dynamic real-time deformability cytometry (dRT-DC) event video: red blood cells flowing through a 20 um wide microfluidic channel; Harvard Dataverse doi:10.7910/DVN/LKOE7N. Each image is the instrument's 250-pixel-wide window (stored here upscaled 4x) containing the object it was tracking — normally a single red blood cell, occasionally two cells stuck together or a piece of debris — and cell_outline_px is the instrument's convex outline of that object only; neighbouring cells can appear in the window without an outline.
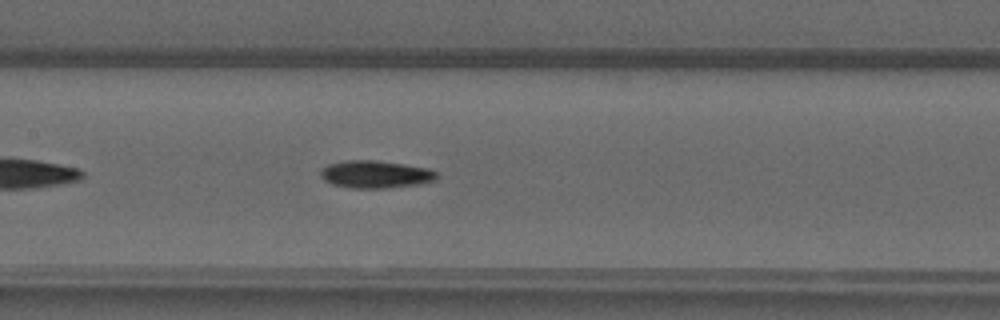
{"species": "common noctule bat (a hibernating species)", "species_latin": "Nyctalus noctula", "temperature_condition": "warm", "stored_images_in_passage": 36, "camera_frame_rate_fps": 3000, "um_per_image_px": 0.085, "animal": {"sex": "male", "forearm_length_mm": 52.5}, "frame": {"image": 1, "passage_image": 11, "time_ms": 3.333, "image_size_px": [1000, 320], "cell_outline_px": [[440, 176], [436, 180], [420, 184], [388, 188], [352, 188], [332, 184], [324, 180], [320, 176], [320, 172], [328, 164], [348, 160], [376, 160], [404, 164], [428, 168], [436, 172]], "centroid_in_image_um": [31.95, 14.82], "position_along_channel_um": 175.4, "area_um2": 18.73}}
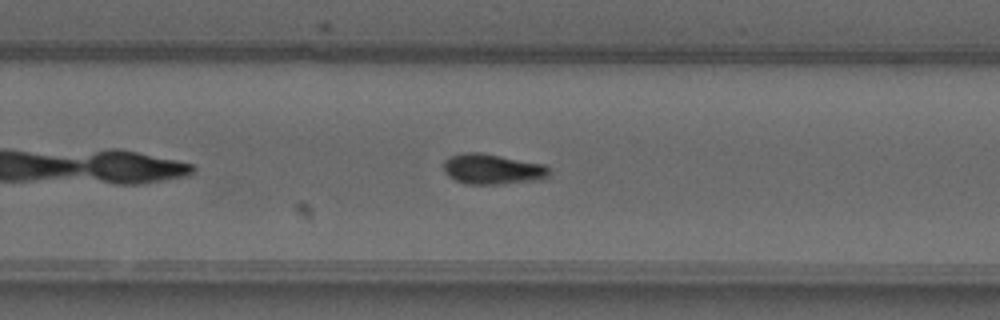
{"frame": {"image": 2, "passage_image": 19, "time_ms": 6.0, "image_size_px": [1000, 320], "cell_outline_px": [[552, 172], [544, 180], [504, 184], [464, 184], [448, 176], [444, 172], [444, 160], [448, 156], [464, 152], [480, 152], [544, 164]], "centroid_in_image_um": [41.87, 14.38], "position_along_channel_um": 287.9, "area_um2": 19.07}}
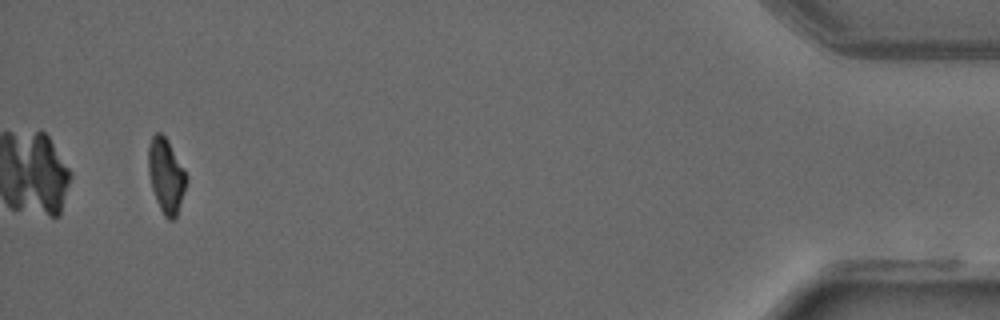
{"frame": {"image": 3, "passage_image": 34, "time_ms": 11.0, "image_size_px": [1000, 320], "cell_outline_px": [[188, 180], [176, 216], [172, 220], [168, 220], [164, 216], [156, 200], [152, 188], [148, 172], [148, 144], [152, 136], [156, 132], [160, 132], [168, 140], [184, 168], [188, 176]], "centroid_in_image_um": [14.12, 14.91], "position_along_channel_um": 421.1, "area_um2": 16.59}}